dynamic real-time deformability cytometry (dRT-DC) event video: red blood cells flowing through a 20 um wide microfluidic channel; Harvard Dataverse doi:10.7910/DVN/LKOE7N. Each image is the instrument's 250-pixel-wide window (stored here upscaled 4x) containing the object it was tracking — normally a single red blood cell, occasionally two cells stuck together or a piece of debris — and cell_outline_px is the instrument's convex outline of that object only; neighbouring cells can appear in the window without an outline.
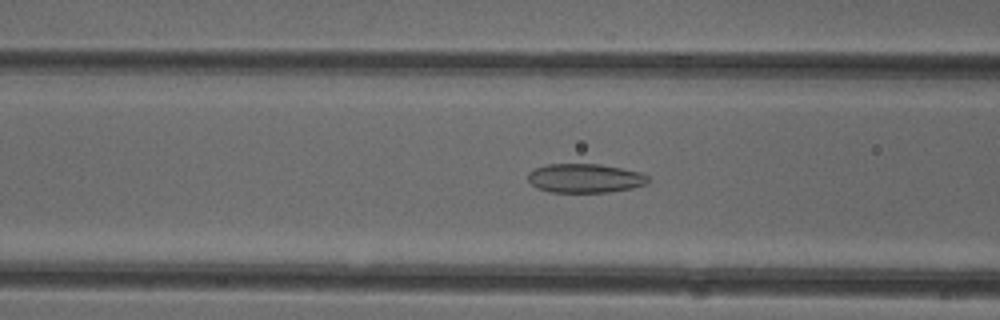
{"species": "common noctule bat (a hibernating species)", "species_latin": "Nyctalus noctula", "temperature_condition": "cold", "stored_images_in_passage": 47, "camera_frame_rate_fps": 3000, "um_per_image_px": 0.085, "animal": {"sex": "female"}, "frame": {"image": 1, "passage_image": 16, "time_ms": 5.0, "image_size_px": [1000, 320], "cell_outline_px": [[652, 180], [648, 184], [632, 188], [608, 192], [552, 192], [536, 188], [528, 180], [528, 172], [544, 164], [600, 164], [640, 172], [648, 176]], "centroid_in_image_um": [49.74, 15.15], "position_along_channel_um": 116.9, "area_um2": 20.46}}
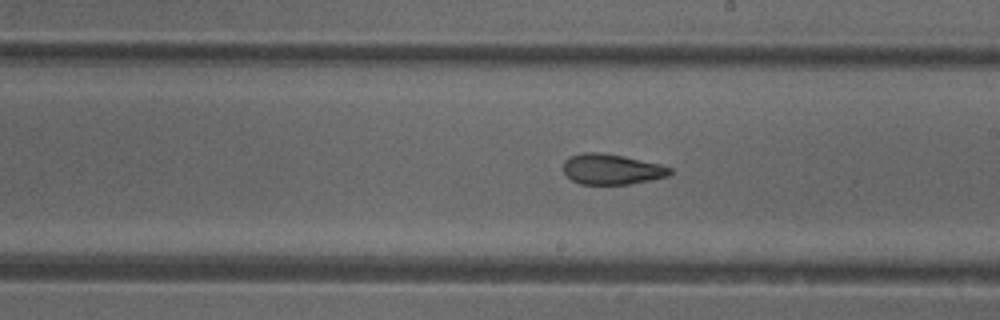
{"frame": {"image": 2, "passage_image": 25, "time_ms": 8.0, "image_size_px": [1000, 320], "cell_outline_px": [[672, 172], [668, 176], [628, 184], [580, 184], [572, 180], [564, 172], [564, 160], [568, 156], [580, 152], [600, 152], [624, 156], [660, 164], [672, 168]], "centroid_in_image_um": [51.96, 14.37], "position_along_channel_um": 237.0, "area_um2": 18.96}}
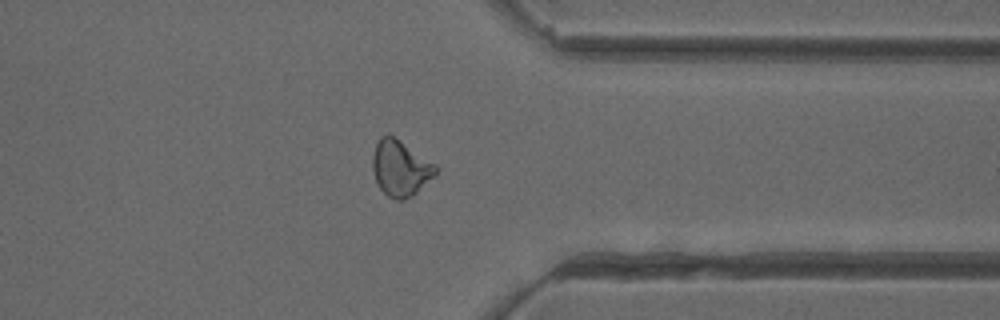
{"frame": {"image": 3, "passage_image": 36, "time_ms": 11.667, "image_size_px": [1000, 320], "cell_outline_px": [[440, 168], [436, 176], [412, 196], [404, 200], [396, 200], [388, 196], [380, 188], [376, 180], [372, 168], [372, 156], [376, 144], [380, 136], [392, 136], [436, 164]], "centroid_in_image_um": [34.06, 14.33], "position_along_channel_um": 377.3, "area_um2": 20.46}, "authors_computed_cell_mechanics": {"area_um2": 20.4612, "velocity_mm_per_s": 4.0075, "shape_relaxation_time_tau1_ms": null, "shape_relaxation_time_tau2_ms": 2.211, "deformation_change_tau1": null, "deformation_change_tau2": 0.1003}}